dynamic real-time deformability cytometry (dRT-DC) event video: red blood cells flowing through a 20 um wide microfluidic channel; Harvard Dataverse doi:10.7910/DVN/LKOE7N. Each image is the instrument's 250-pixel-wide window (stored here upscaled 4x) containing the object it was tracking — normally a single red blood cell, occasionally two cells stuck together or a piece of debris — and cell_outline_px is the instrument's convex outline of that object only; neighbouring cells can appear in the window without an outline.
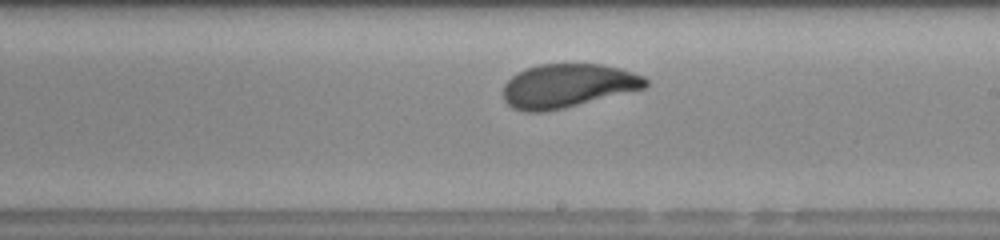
{"species": "human", "species_latin": "Homo sapiens", "temperature_condition": "room temperature", "stored_images_in_passage": 16, "camera_frame_rate_fps": 3000, "um_per_image_px": 0.085, "donor": {"sex": "male"}, "frame": {"image": 1, "passage_image": 14, "time_ms": 4.333, "image_size_px": [1000, 240], "cell_outline_px": [[648, 84], [644, 88], [564, 108], [544, 112], [524, 112], [512, 108], [504, 100], [504, 84], [516, 72], [540, 64], [600, 64], [620, 68], [644, 76], [648, 80]], "centroid_in_image_um": [48.23, 7.29], "position_along_channel_um": 240.8, "area_um2": 36.18}}